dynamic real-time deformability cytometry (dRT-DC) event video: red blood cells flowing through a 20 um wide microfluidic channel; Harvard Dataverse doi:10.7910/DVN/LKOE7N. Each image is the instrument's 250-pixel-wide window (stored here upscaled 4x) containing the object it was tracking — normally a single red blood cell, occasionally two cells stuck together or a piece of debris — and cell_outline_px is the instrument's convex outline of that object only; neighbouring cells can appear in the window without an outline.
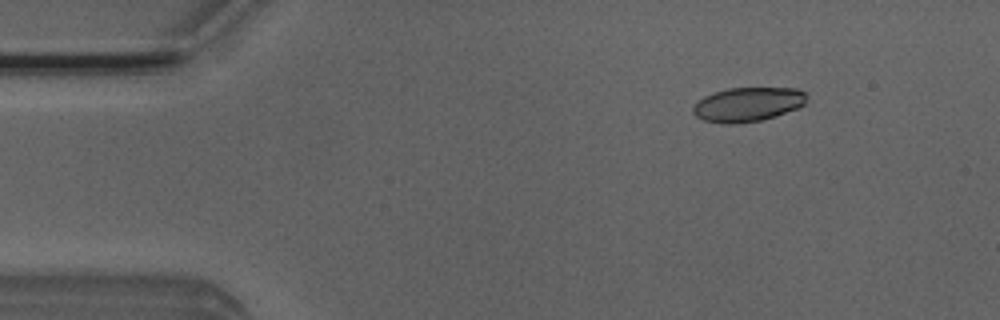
{"species": "Egyptian fruit bat (a non-hibernating species)", "species_latin": "Rousettus aegyptiacus", "temperature_condition": "room temperature", "stored_images_in_passage": 4, "camera_frame_rate_fps": 3000, "um_per_image_px": 0.085, "animal": {"sex": "male"}, "frame": {"image": 1, "passage_image": 1, "time_ms": 0.0, "image_size_px": [1000, 320], "cell_outline_px": [[804, 104], [796, 108], [776, 116], [760, 120], [736, 124], [728, 124], [704, 120], [696, 116], [692, 112], [692, 108], [704, 96], [728, 88], [796, 88], [804, 92]], "centroid_in_image_um": [63.53, 8.88], "position_along_channel_um": 21.5, "area_um2": 22.31}}
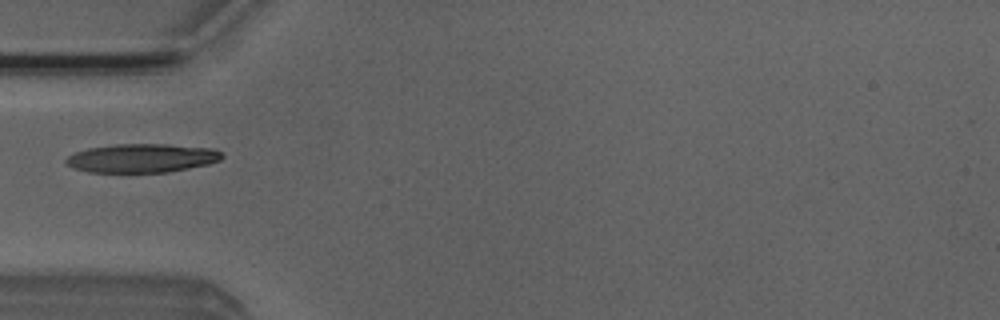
{"frame": {"image": 2, "passage_image": 3, "time_ms": 0.667, "image_size_px": [1000, 320], "cell_outline_px": [[224, 156], [220, 160], [208, 164], [168, 172], [88, 172], [72, 168], [64, 160], [68, 156], [76, 152], [88, 148], [116, 144], [168, 144], [212, 148], [220, 152]], "centroid_in_image_um": [12.05, 13.44], "position_along_channel_um": 72.9, "area_um2": 26.07}}